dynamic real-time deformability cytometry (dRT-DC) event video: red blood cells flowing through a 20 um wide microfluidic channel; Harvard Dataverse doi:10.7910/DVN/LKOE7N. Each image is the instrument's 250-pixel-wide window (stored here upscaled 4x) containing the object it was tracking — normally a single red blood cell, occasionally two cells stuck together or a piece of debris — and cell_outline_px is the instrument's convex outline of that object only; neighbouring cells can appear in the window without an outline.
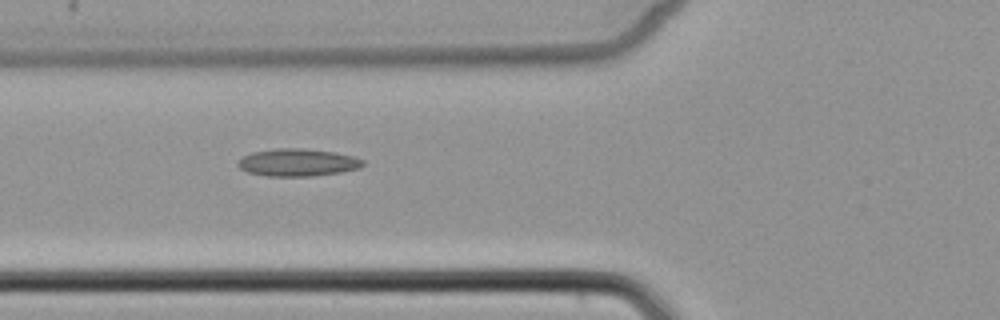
{"species": "common noctule bat (a hibernating species)", "species_latin": "Nyctalus noctula", "temperature_condition": "cold", "stored_images_in_passage": 7, "camera_frame_rate_fps": 3000, "um_per_image_px": 0.085, "animal": {"sex": "female", "body_mass_g": 22.7, "forearm_length_mm": 54.2}, "frame": {"image": 1, "passage_image": 6, "time_ms": 6.667, "image_size_px": [1000, 320], "cell_outline_px": [[364, 164], [360, 168], [340, 172], [312, 176], [268, 176], [248, 172], [240, 168], [236, 164], [244, 156], [252, 152], [276, 148], [300, 148], [336, 152], [352, 156], [364, 160]], "centroid_in_image_um": [25.31, 13.81], "position_along_channel_um": 100.5, "area_um2": 19.94}}
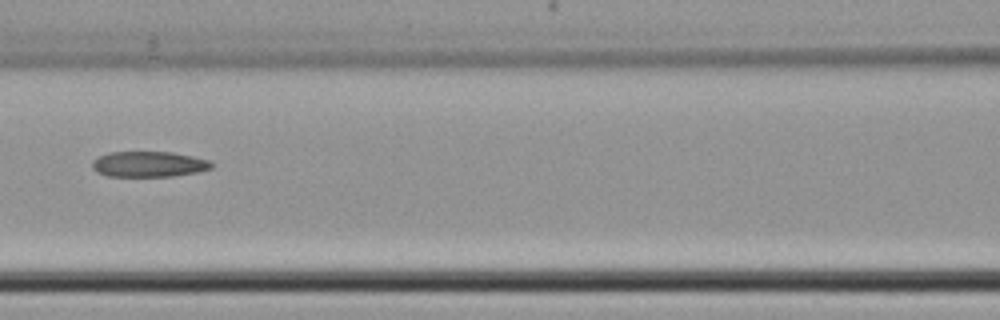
{"frame": {"image": 2, "passage_image": 7, "time_ms": 8.0, "image_size_px": [1000, 320], "cell_outline_px": [[212, 168], [196, 172], [172, 176], [108, 176], [96, 172], [92, 168], [92, 160], [96, 156], [108, 152], [172, 152], [212, 160]], "centroid_in_image_um": [12.61, 13.94], "position_along_channel_um": 154.0, "area_um2": 17.92}}